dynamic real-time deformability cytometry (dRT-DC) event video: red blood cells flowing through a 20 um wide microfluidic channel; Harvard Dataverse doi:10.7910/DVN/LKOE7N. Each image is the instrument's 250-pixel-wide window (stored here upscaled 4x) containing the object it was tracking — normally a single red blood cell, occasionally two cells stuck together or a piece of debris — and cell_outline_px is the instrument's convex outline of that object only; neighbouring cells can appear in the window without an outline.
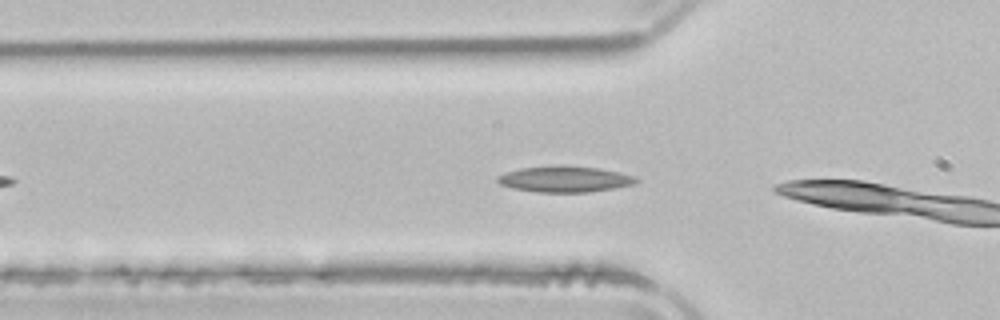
{"species": "common noctule bat (a hibernating species)", "species_latin": "Nyctalus noctula", "temperature_condition": "room temperature", "stored_images_in_passage": 7, "camera_frame_rate_fps": 3000, "um_per_image_px": 0.085, "animal": {"sex": "male", "body_mass_g": 21.5, "forearm_length_mm": 52.0}, "frame": {"image": 1, "passage_image": 2, "time_ms": 0.333, "image_size_px": [1000, 320], "cell_outline_px": [[640, 180], [632, 184], [616, 188], [588, 192], [536, 192], [512, 188], [500, 184], [496, 180], [496, 176], [520, 168], [556, 164], [560, 164], [596, 168], [616, 172], [632, 176]], "centroid_in_image_um": [47.94, 15.22], "position_along_channel_um": 77.9, "area_um2": 21.04}}
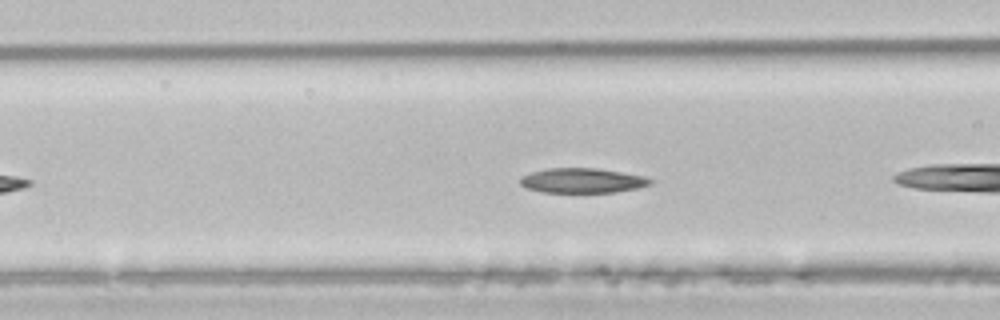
{"frame": {"image": 2, "passage_image": 5, "time_ms": 1.333, "image_size_px": [1000, 320], "cell_outline_px": [[652, 184], [636, 188], [616, 192], [544, 192], [524, 188], [520, 184], [520, 176], [532, 172], [548, 168], [596, 168], [644, 176], [652, 180]], "centroid_in_image_um": [49.46, 15.35], "position_along_channel_um": 117.1, "area_um2": 18.73}}